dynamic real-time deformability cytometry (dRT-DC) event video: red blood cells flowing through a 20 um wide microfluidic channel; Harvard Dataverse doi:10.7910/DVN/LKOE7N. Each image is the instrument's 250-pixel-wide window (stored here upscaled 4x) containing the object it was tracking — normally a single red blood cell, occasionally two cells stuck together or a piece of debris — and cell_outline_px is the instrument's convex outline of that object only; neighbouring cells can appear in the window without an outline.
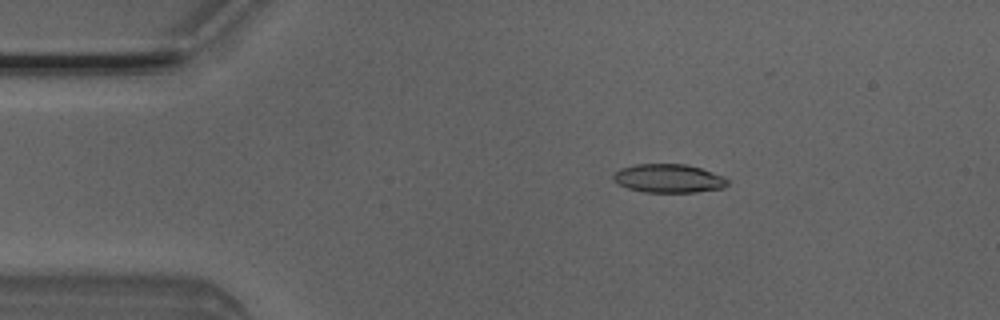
{"species": "Egyptian fruit bat (a non-hibernating species)", "species_latin": "Rousettus aegyptiacus", "temperature_condition": "room temperature", "stored_images_in_passage": 6, "camera_frame_rate_fps": 3000, "um_per_image_px": 0.085, "animal": {"sex": "male"}, "frame": {"image": 1, "passage_image": 3, "time_ms": 0.667, "image_size_px": [1000, 320], "cell_outline_px": [[728, 184], [724, 188], [696, 192], [644, 192], [628, 188], [612, 180], [612, 176], [620, 168], [636, 164], [684, 164], [700, 168], [724, 176], [728, 180]], "centroid_in_image_um": [56.84, 15.16], "position_along_channel_um": 28.2, "area_um2": 19.02}}